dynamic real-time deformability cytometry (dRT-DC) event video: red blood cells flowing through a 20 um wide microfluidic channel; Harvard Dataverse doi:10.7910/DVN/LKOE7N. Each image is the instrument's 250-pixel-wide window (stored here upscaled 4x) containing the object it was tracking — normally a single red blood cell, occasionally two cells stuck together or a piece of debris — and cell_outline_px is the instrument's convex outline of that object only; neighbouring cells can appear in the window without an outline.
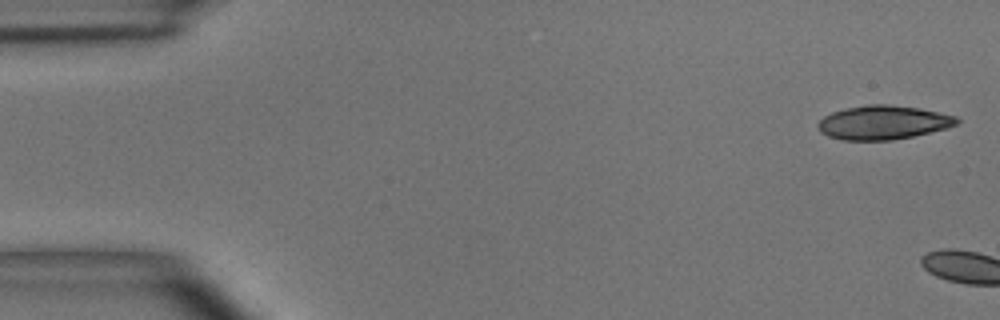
{"species": "common noctule bat (a hibernating species)", "species_latin": "Nyctalus noctula", "temperature_condition": "room temperature", "stored_images_in_passage": 3, "camera_frame_rate_fps": 3000, "um_per_image_px": 0.085, "animal": {"sex": "male", "body_mass_g": 15.6}, "frame": {"image": 1, "passage_image": 1, "time_ms": 0.0, "image_size_px": [1000, 320], "cell_outline_px": [[960, 120], [956, 124], [948, 128], [912, 136], [892, 140], [844, 140], [828, 136], [820, 132], [816, 124], [824, 116], [832, 112], [848, 108], [868, 104], [888, 104], [920, 108], [956, 116]], "centroid_in_image_um": [75.06, 10.41], "position_along_channel_um": 9.9, "area_um2": 27.4}}